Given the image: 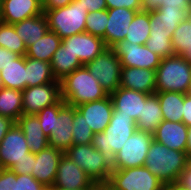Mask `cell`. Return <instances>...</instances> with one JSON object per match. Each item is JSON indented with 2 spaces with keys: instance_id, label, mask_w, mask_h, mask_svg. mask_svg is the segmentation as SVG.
<instances>
[{
  "instance_id": "cell-17",
  "label": "cell",
  "mask_w": 191,
  "mask_h": 190,
  "mask_svg": "<svg viewBox=\"0 0 191 190\" xmlns=\"http://www.w3.org/2000/svg\"><path fill=\"white\" fill-rule=\"evenodd\" d=\"M187 18L182 9L150 10V36L153 38H172L177 26Z\"/></svg>"
},
{
  "instance_id": "cell-23",
  "label": "cell",
  "mask_w": 191,
  "mask_h": 190,
  "mask_svg": "<svg viewBox=\"0 0 191 190\" xmlns=\"http://www.w3.org/2000/svg\"><path fill=\"white\" fill-rule=\"evenodd\" d=\"M120 87L146 94H154L156 89L155 70L136 67H122Z\"/></svg>"
},
{
  "instance_id": "cell-16",
  "label": "cell",
  "mask_w": 191,
  "mask_h": 190,
  "mask_svg": "<svg viewBox=\"0 0 191 190\" xmlns=\"http://www.w3.org/2000/svg\"><path fill=\"white\" fill-rule=\"evenodd\" d=\"M76 109L83 114L85 122L95 134L103 132L109 125L114 106L111 96L108 94L100 100L80 104L76 106Z\"/></svg>"
},
{
  "instance_id": "cell-53",
  "label": "cell",
  "mask_w": 191,
  "mask_h": 190,
  "mask_svg": "<svg viewBox=\"0 0 191 190\" xmlns=\"http://www.w3.org/2000/svg\"><path fill=\"white\" fill-rule=\"evenodd\" d=\"M180 56H182L184 59L191 63V48L185 49V51Z\"/></svg>"
},
{
  "instance_id": "cell-15",
  "label": "cell",
  "mask_w": 191,
  "mask_h": 190,
  "mask_svg": "<svg viewBox=\"0 0 191 190\" xmlns=\"http://www.w3.org/2000/svg\"><path fill=\"white\" fill-rule=\"evenodd\" d=\"M61 44L77 56L83 65L93 61L107 48L102 38L87 32L62 39Z\"/></svg>"
},
{
  "instance_id": "cell-6",
  "label": "cell",
  "mask_w": 191,
  "mask_h": 190,
  "mask_svg": "<svg viewBox=\"0 0 191 190\" xmlns=\"http://www.w3.org/2000/svg\"><path fill=\"white\" fill-rule=\"evenodd\" d=\"M43 13L49 30L54 31L61 39L85 32L88 11L77 0L65 7L44 10Z\"/></svg>"
},
{
  "instance_id": "cell-13",
  "label": "cell",
  "mask_w": 191,
  "mask_h": 190,
  "mask_svg": "<svg viewBox=\"0 0 191 190\" xmlns=\"http://www.w3.org/2000/svg\"><path fill=\"white\" fill-rule=\"evenodd\" d=\"M30 153L22 129L15 123L0 143V168L10 169Z\"/></svg>"
},
{
  "instance_id": "cell-29",
  "label": "cell",
  "mask_w": 191,
  "mask_h": 190,
  "mask_svg": "<svg viewBox=\"0 0 191 190\" xmlns=\"http://www.w3.org/2000/svg\"><path fill=\"white\" fill-rule=\"evenodd\" d=\"M57 81L51 64L46 61L26 57V88Z\"/></svg>"
},
{
  "instance_id": "cell-40",
  "label": "cell",
  "mask_w": 191,
  "mask_h": 190,
  "mask_svg": "<svg viewBox=\"0 0 191 190\" xmlns=\"http://www.w3.org/2000/svg\"><path fill=\"white\" fill-rule=\"evenodd\" d=\"M32 175L16 174V190H46Z\"/></svg>"
},
{
  "instance_id": "cell-57",
  "label": "cell",
  "mask_w": 191,
  "mask_h": 190,
  "mask_svg": "<svg viewBox=\"0 0 191 190\" xmlns=\"http://www.w3.org/2000/svg\"><path fill=\"white\" fill-rule=\"evenodd\" d=\"M188 21H191V11L187 14V18Z\"/></svg>"
},
{
  "instance_id": "cell-56",
  "label": "cell",
  "mask_w": 191,
  "mask_h": 190,
  "mask_svg": "<svg viewBox=\"0 0 191 190\" xmlns=\"http://www.w3.org/2000/svg\"><path fill=\"white\" fill-rule=\"evenodd\" d=\"M49 190H65V189H60V188H57V187H49L48 188ZM69 190V189H68Z\"/></svg>"
},
{
  "instance_id": "cell-32",
  "label": "cell",
  "mask_w": 191,
  "mask_h": 190,
  "mask_svg": "<svg viewBox=\"0 0 191 190\" xmlns=\"http://www.w3.org/2000/svg\"><path fill=\"white\" fill-rule=\"evenodd\" d=\"M22 114V91L2 87L0 89V115L17 122Z\"/></svg>"
},
{
  "instance_id": "cell-39",
  "label": "cell",
  "mask_w": 191,
  "mask_h": 190,
  "mask_svg": "<svg viewBox=\"0 0 191 190\" xmlns=\"http://www.w3.org/2000/svg\"><path fill=\"white\" fill-rule=\"evenodd\" d=\"M171 39L172 38L159 39L149 37L145 45L150 51L156 53L163 59L175 55Z\"/></svg>"
},
{
  "instance_id": "cell-55",
  "label": "cell",
  "mask_w": 191,
  "mask_h": 190,
  "mask_svg": "<svg viewBox=\"0 0 191 190\" xmlns=\"http://www.w3.org/2000/svg\"><path fill=\"white\" fill-rule=\"evenodd\" d=\"M168 190H191L188 188H184V187H168Z\"/></svg>"
},
{
  "instance_id": "cell-47",
  "label": "cell",
  "mask_w": 191,
  "mask_h": 190,
  "mask_svg": "<svg viewBox=\"0 0 191 190\" xmlns=\"http://www.w3.org/2000/svg\"><path fill=\"white\" fill-rule=\"evenodd\" d=\"M19 55L0 46V71L16 59Z\"/></svg>"
},
{
  "instance_id": "cell-43",
  "label": "cell",
  "mask_w": 191,
  "mask_h": 190,
  "mask_svg": "<svg viewBox=\"0 0 191 190\" xmlns=\"http://www.w3.org/2000/svg\"><path fill=\"white\" fill-rule=\"evenodd\" d=\"M0 190H16V173L0 168Z\"/></svg>"
},
{
  "instance_id": "cell-33",
  "label": "cell",
  "mask_w": 191,
  "mask_h": 190,
  "mask_svg": "<svg viewBox=\"0 0 191 190\" xmlns=\"http://www.w3.org/2000/svg\"><path fill=\"white\" fill-rule=\"evenodd\" d=\"M150 31V10L139 11L129 25L124 41L145 45Z\"/></svg>"
},
{
  "instance_id": "cell-37",
  "label": "cell",
  "mask_w": 191,
  "mask_h": 190,
  "mask_svg": "<svg viewBox=\"0 0 191 190\" xmlns=\"http://www.w3.org/2000/svg\"><path fill=\"white\" fill-rule=\"evenodd\" d=\"M107 19V9L88 13L85 24V32L100 37L105 42V29L107 26Z\"/></svg>"
},
{
  "instance_id": "cell-18",
  "label": "cell",
  "mask_w": 191,
  "mask_h": 190,
  "mask_svg": "<svg viewBox=\"0 0 191 190\" xmlns=\"http://www.w3.org/2000/svg\"><path fill=\"white\" fill-rule=\"evenodd\" d=\"M63 154L62 150L50 146L38 153H34L32 176L45 187H52L58 163Z\"/></svg>"
},
{
  "instance_id": "cell-49",
  "label": "cell",
  "mask_w": 191,
  "mask_h": 190,
  "mask_svg": "<svg viewBox=\"0 0 191 190\" xmlns=\"http://www.w3.org/2000/svg\"><path fill=\"white\" fill-rule=\"evenodd\" d=\"M73 0H42V10H53L67 6Z\"/></svg>"
},
{
  "instance_id": "cell-35",
  "label": "cell",
  "mask_w": 191,
  "mask_h": 190,
  "mask_svg": "<svg viewBox=\"0 0 191 190\" xmlns=\"http://www.w3.org/2000/svg\"><path fill=\"white\" fill-rule=\"evenodd\" d=\"M73 145L76 144H92L94 133L85 122V117L81 114L76 107H74V120H73Z\"/></svg>"
},
{
  "instance_id": "cell-25",
  "label": "cell",
  "mask_w": 191,
  "mask_h": 190,
  "mask_svg": "<svg viewBox=\"0 0 191 190\" xmlns=\"http://www.w3.org/2000/svg\"><path fill=\"white\" fill-rule=\"evenodd\" d=\"M13 26L27 48L42 38L49 30L47 18L44 13L14 23Z\"/></svg>"
},
{
  "instance_id": "cell-60",
  "label": "cell",
  "mask_w": 191,
  "mask_h": 190,
  "mask_svg": "<svg viewBox=\"0 0 191 190\" xmlns=\"http://www.w3.org/2000/svg\"><path fill=\"white\" fill-rule=\"evenodd\" d=\"M188 94L191 95V86H190V90H189Z\"/></svg>"
},
{
  "instance_id": "cell-59",
  "label": "cell",
  "mask_w": 191,
  "mask_h": 190,
  "mask_svg": "<svg viewBox=\"0 0 191 190\" xmlns=\"http://www.w3.org/2000/svg\"><path fill=\"white\" fill-rule=\"evenodd\" d=\"M2 88V84H1V77H0V89Z\"/></svg>"
},
{
  "instance_id": "cell-45",
  "label": "cell",
  "mask_w": 191,
  "mask_h": 190,
  "mask_svg": "<svg viewBox=\"0 0 191 190\" xmlns=\"http://www.w3.org/2000/svg\"><path fill=\"white\" fill-rule=\"evenodd\" d=\"M170 187H184L191 189V159H189L187 166L180 174L177 183Z\"/></svg>"
},
{
  "instance_id": "cell-9",
  "label": "cell",
  "mask_w": 191,
  "mask_h": 190,
  "mask_svg": "<svg viewBox=\"0 0 191 190\" xmlns=\"http://www.w3.org/2000/svg\"><path fill=\"white\" fill-rule=\"evenodd\" d=\"M153 135L148 132L136 130L124 146L118 151L113 160V169H127L144 166Z\"/></svg>"
},
{
  "instance_id": "cell-26",
  "label": "cell",
  "mask_w": 191,
  "mask_h": 190,
  "mask_svg": "<svg viewBox=\"0 0 191 190\" xmlns=\"http://www.w3.org/2000/svg\"><path fill=\"white\" fill-rule=\"evenodd\" d=\"M162 121L163 116L158 95L156 93L150 94L143 104L142 117H138L136 121L137 129L153 135Z\"/></svg>"
},
{
  "instance_id": "cell-30",
  "label": "cell",
  "mask_w": 191,
  "mask_h": 190,
  "mask_svg": "<svg viewBox=\"0 0 191 190\" xmlns=\"http://www.w3.org/2000/svg\"><path fill=\"white\" fill-rule=\"evenodd\" d=\"M62 39L51 30L27 48L26 57L49 62L61 45Z\"/></svg>"
},
{
  "instance_id": "cell-41",
  "label": "cell",
  "mask_w": 191,
  "mask_h": 190,
  "mask_svg": "<svg viewBox=\"0 0 191 190\" xmlns=\"http://www.w3.org/2000/svg\"><path fill=\"white\" fill-rule=\"evenodd\" d=\"M34 166V153L30 152L25 158L13 165L10 170L16 174L32 175Z\"/></svg>"
},
{
  "instance_id": "cell-14",
  "label": "cell",
  "mask_w": 191,
  "mask_h": 190,
  "mask_svg": "<svg viewBox=\"0 0 191 190\" xmlns=\"http://www.w3.org/2000/svg\"><path fill=\"white\" fill-rule=\"evenodd\" d=\"M74 106L64 104L58 114H53L52 131L48 137L50 147L62 150L64 153L73 145Z\"/></svg>"
},
{
  "instance_id": "cell-8",
  "label": "cell",
  "mask_w": 191,
  "mask_h": 190,
  "mask_svg": "<svg viewBox=\"0 0 191 190\" xmlns=\"http://www.w3.org/2000/svg\"><path fill=\"white\" fill-rule=\"evenodd\" d=\"M85 66L98 80L107 94L110 95L120 87L121 61L112 48H106Z\"/></svg>"
},
{
  "instance_id": "cell-31",
  "label": "cell",
  "mask_w": 191,
  "mask_h": 190,
  "mask_svg": "<svg viewBox=\"0 0 191 190\" xmlns=\"http://www.w3.org/2000/svg\"><path fill=\"white\" fill-rule=\"evenodd\" d=\"M161 106L163 120L182 122L183 104L186 94L179 92H155Z\"/></svg>"
},
{
  "instance_id": "cell-42",
  "label": "cell",
  "mask_w": 191,
  "mask_h": 190,
  "mask_svg": "<svg viewBox=\"0 0 191 190\" xmlns=\"http://www.w3.org/2000/svg\"><path fill=\"white\" fill-rule=\"evenodd\" d=\"M108 9L128 8L137 12L144 10L141 0H105Z\"/></svg>"
},
{
  "instance_id": "cell-27",
  "label": "cell",
  "mask_w": 191,
  "mask_h": 190,
  "mask_svg": "<svg viewBox=\"0 0 191 190\" xmlns=\"http://www.w3.org/2000/svg\"><path fill=\"white\" fill-rule=\"evenodd\" d=\"M2 87L18 89L26 88V56H18L0 71Z\"/></svg>"
},
{
  "instance_id": "cell-19",
  "label": "cell",
  "mask_w": 191,
  "mask_h": 190,
  "mask_svg": "<svg viewBox=\"0 0 191 190\" xmlns=\"http://www.w3.org/2000/svg\"><path fill=\"white\" fill-rule=\"evenodd\" d=\"M107 11L108 19L105 29V45L107 48H112L118 42L124 40L129 25L137 11L124 7L107 9Z\"/></svg>"
},
{
  "instance_id": "cell-58",
  "label": "cell",
  "mask_w": 191,
  "mask_h": 190,
  "mask_svg": "<svg viewBox=\"0 0 191 190\" xmlns=\"http://www.w3.org/2000/svg\"><path fill=\"white\" fill-rule=\"evenodd\" d=\"M2 4H3V0H0V14H1V11H2Z\"/></svg>"
},
{
  "instance_id": "cell-21",
  "label": "cell",
  "mask_w": 191,
  "mask_h": 190,
  "mask_svg": "<svg viewBox=\"0 0 191 190\" xmlns=\"http://www.w3.org/2000/svg\"><path fill=\"white\" fill-rule=\"evenodd\" d=\"M42 13V0H3L0 21L13 25Z\"/></svg>"
},
{
  "instance_id": "cell-12",
  "label": "cell",
  "mask_w": 191,
  "mask_h": 190,
  "mask_svg": "<svg viewBox=\"0 0 191 190\" xmlns=\"http://www.w3.org/2000/svg\"><path fill=\"white\" fill-rule=\"evenodd\" d=\"M96 184L67 155L60 158L52 187L65 190H91Z\"/></svg>"
},
{
  "instance_id": "cell-3",
  "label": "cell",
  "mask_w": 191,
  "mask_h": 190,
  "mask_svg": "<svg viewBox=\"0 0 191 190\" xmlns=\"http://www.w3.org/2000/svg\"><path fill=\"white\" fill-rule=\"evenodd\" d=\"M136 130L134 119L113 110L109 125L103 132L94 134L92 145L112 161Z\"/></svg>"
},
{
  "instance_id": "cell-52",
  "label": "cell",
  "mask_w": 191,
  "mask_h": 190,
  "mask_svg": "<svg viewBox=\"0 0 191 190\" xmlns=\"http://www.w3.org/2000/svg\"><path fill=\"white\" fill-rule=\"evenodd\" d=\"M186 153L188 157L191 159V126L188 127Z\"/></svg>"
},
{
  "instance_id": "cell-50",
  "label": "cell",
  "mask_w": 191,
  "mask_h": 190,
  "mask_svg": "<svg viewBox=\"0 0 191 190\" xmlns=\"http://www.w3.org/2000/svg\"><path fill=\"white\" fill-rule=\"evenodd\" d=\"M16 122L8 117L0 115V143L2 139L6 136L8 130L15 124Z\"/></svg>"
},
{
  "instance_id": "cell-5",
  "label": "cell",
  "mask_w": 191,
  "mask_h": 190,
  "mask_svg": "<svg viewBox=\"0 0 191 190\" xmlns=\"http://www.w3.org/2000/svg\"><path fill=\"white\" fill-rule=\"evenodd\" d=\"M97 184H106L113 171L112 161L92 144L72 145L65 153Z\"/></svg>"
},
{
  "instance_id": "cell-54",
  "label": "cell",
  "mask_w": 191,
  "mask_h": 190,
  "mask_svg": "<svg viewBox=\"0 0 191 190\" xmlns=\"http://www.w3.org/2000/svg\"><path fill=\"white\" fill-rule=\"evenodd\" d=\"M91 190H110L105 184H97Z\"/></svg>"
},
{
  "instance_id": "cell-48",
  "label": "cell",
  "mask_w": 191,
  "mask_h": 190,
  "mask_svg": "<svg viewBox=\"0 0 191 190\" xmlns=\"http://www.w3.org/2000/svg\"><path fill=\"white\" fill-rule=\"evenodd\" d=\"M183 119L182 122L187 126H191V95L186 94L184 96L183 104Z\"/></svg>"
},
{
  "instance_id": "cell-2",
  "label": "cell",
  "mask_w": 191,
  "mask_h": 190,
  "mask_svg": "<svg viewBox=\"0 0 191 190\" xmlns=\"http://www.w3.org/2000/svg\"><path fill=\"white\" fill-rule=\"evenodd\" d=\"M60 83L61 98L74 107L108 95L85 65L67 75Z\"/></svg>"
},
{
  "instance_id": "cell-28",
  "label": "cell",
  "mask_w": 191,
  "mask_h": 190,
  "mask_svg": "<svg viewBox=\"0 0 191 190\" xmlns=\"http://www.w3.org/2000/svg\"><path fill=\"white\" fill-rule=\"evenodd\" d=\"M56 80L61 81L74 70L84 66L77 56L65 48L62 44L55 51L50 61Z\"/></svg>"
},
{
  "instance_id": "cell-20",
  "label": "cell",
  "mask_w": 191,
  "mask_h": 190,
  "mask_svg": "<svg viewBox=\"0 0 191 190\" xmlns=\"http://www.w3.org/2000/svg\"><path fill=\"white\" fill-rule=\"evenodd\" d=\"M149 94L119 87L110 94L114 110L131 117L136 122L138 117H142L143 104Z\"/></svg>"
},
{
  "instance_id": "cell-10",
  "label": "cell",
  "mask_w": 191,
  "mask_h": 190,
  "mask_svg": "<svg viewBox=\"0 0 191 190\" xmlns=\"http://www.w3.org/2000/svg\"><path fill=\"white\" fill-rule=\"evenodd\" d=\"M122 67H136L156 70L162 58L150 51L146 45L120 41L112 47Z\"/></svg>"
},
{
  "instance_id": "cell-4",
  "label": "cell",
  "mask_w": 191,
  "mask_h": 190,
  "mask_svg": "<svg viewBox=\"0 0 191 190\" xmlns=\"http://www.w3.org/2000/svg\"><path fill=\"white\" fill-rule=\"evenodd\" d=\"M155 76V92L188 94L191 86V63L180 55L163 58L155 70Z\"/></svg>"
},
{
  "instance_id": "cell-46",
  "label": "cell",
  "mask_w": 191,
  "mask_h": 190,
  "mask_svg": "<svg viewBox=\"0 0 191 190\" xmlns=\"http://www.w3.org/2000/svg\"><path fill=\"white\" fill-rule=\"evenodd\" d=\"M77 1L80 2V4L87 9L88 13L108 9L105 0H77Z\"/></svg>"
},
{
  "instance_id": "cell-36",
  "label": "cell",
  "mask_w": 191,
  "mask_h": 190,
  "mask_svg": "<svg viewBox=\"0 0 191 190\" xmlns=\"http://www.w3.org/2000/svg\"><path fill=\"white\" fill-rule=\"evenodd\" d=\"M175 55H181L185 49L191 48V21L185 19L175 29L172 36Z\"/></svg>"
},
{
  "instance_id": "cell-44",
  "label": "cell",
  "mask_w": 191,
  "mask_h": 190,
  "mask_svg": "<svg viewBox=\"0 0 191 190\" xmlns=\"http://www.w3.org/2000/svg\"><path fill=\"white\" fill-rule=\"evenodd\" d=\"M157 9H182L188 14L191 11V0H160Z\"/></svg>"
},
{
  "instance_id": "cell-24",
  "label": "cell",
  "mask_w": 191,
  "mask_h": 190,
  "mask_svg": "<svg viewBox=\"0 0 191 190\" xmlns=\"http://www.w3.org/2000/svg\"><path fill=\"white\" fill-rule=\"evenodd\" d=\"M16 123L26 137L30 152L38 153L49 146L48 137L44 134L36 115L22 114Z\"/></svg>"
},
{
  "instance_id": "cell-1",
  "label": "cell",
  "mask_w": 191,
  "mask_h": 190,
  "mask_svg": "<svg viewBox=\"0 0 191 190\" xmlns=\"http://www.w3.org/2000/svg\"><path fill=\"white\" fill-rule=\"evenodd\" d=\"M189 159L186 152L169 149L153 139L144 166L168 188L177 183Z\"/></svg>"
},
{
  "instance_id": "cell-34",
  "label": "cell",
  "mask_w": 191,
  "mask_h": 190,
  "mask_svg": "<svg viewBox=\"0 0 191 190\" xmlns=\"http://www.w3.org/2000/svg\"><path fill=\"white\" fill-rule=\"evenodd\" d=\"M0 46L9 51L25 56L27 47L23 40L16 33L12 24H6L0 21Z\"/></svg>"
},
{
  "instance_id": "cell-51",
  "label": "cell",
  "mask_w": 191,
  "mask_h": 190,
  "mask_svg": "<svg viewBox=\"0 0 191 190\" xmlns=\"http://www.w3.org/2000/svg\"><path fill=\"white\" fill-rule=\"evenodd\" d=\"M144 10H153L160 7V0H141Z\"/></svg>"
},
{
  "instance_id": "cell-11",
  "label": "cell",
  "mask_w": 191,
  "mask_h": 190,
  "mask_svg": "<svg viewBox=\"0 0 191 190\" xmlns=\"http://www.w3.org/2000/svg\"><path fill=\"white\" fill-rule=\"evenodd\" d=\"M60 99L61 83L58 80L40 86L27 87L22 91L23 114L36 115Z\"/></svg>"
},
{
  "instance_id": "cell-38",
  "label": "cell",
  "mask_w": 191,
  "mask_h": 190,
  "mask_svg": "<svg viewBox=\"0 0 191 190\" xmlns=\"http://www.w3.org/2000/svg\"><path fill=\"white\" fill-rule=\"evenodd\" d=\"M65 104V101L61 98L57 103L45 107L39 113L36 114L40 121L41 128L44 134L49 137L52 131L53 114H58L59 109Z\"/></svg>"
},
{
  "instance_id": "cell-7",
  "label": "cell",
  "mask_w": 191,
  "mask_h": 190,
  "mask_svg": "<svg viewBox=\"0 0 191 190\" xmlns=\"http://www.w3.org/2000/svg\"><path fill=\"white\" fill-rule=\"evenodd\" d=\"M110 190H166L167 187L145 166L113 169L105 184Z\"/></svg>"
},
{
  "instance_id": "cell-22",
  "label": "cell",
  "mask_w": 191,
  "mask_h": 190,
  "mask_svg": "<svg viewBox=\"0 0 191 190\" xmlns=\"http://www.w3.org/2000/svg\"><path fill=\"white\" fill-rule=\"evenodd\" d=\"M188 127L183 122L163 120L156 128L153 139L169 149L186 152Z\"/></svg>"
}]
</instances>
